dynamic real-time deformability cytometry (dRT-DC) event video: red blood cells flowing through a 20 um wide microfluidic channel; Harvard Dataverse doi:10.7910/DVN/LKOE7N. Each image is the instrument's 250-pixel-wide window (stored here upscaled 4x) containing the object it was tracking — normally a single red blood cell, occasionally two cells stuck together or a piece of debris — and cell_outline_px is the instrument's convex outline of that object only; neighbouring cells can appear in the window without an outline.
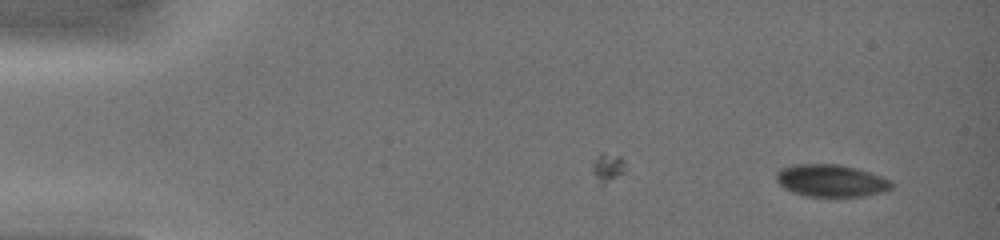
{"species": "common noctule bat (a hibernating species)", "species_latin": "Nyctalus noctula", "temperature_condition": "warm", "stored_images_in_passage": 16, "camera_frame_rate_fps": 3000, "um_per_image_px": 0.085, "animal": {"sex": "female", "body_mass_g": 19.0, "forearm_length_mm": 51.5}, "frame": {"image": 1, "passage_image": 1, "time_ms": 0.0, "image_size_px": [1000, 240], "cell_outline_px": [[892, 188], [884, 192], [864, 196], [804, 196], [792, 192], [784, 188], [776, 180], [776, 172], [780, 168], [792, 164], [840, 164], [856, 168], [892, 180]], "centroid_in_image_um": [70.62, 15.35], "position_along_channel_um": 14.4, "area_um2": 21.79}}
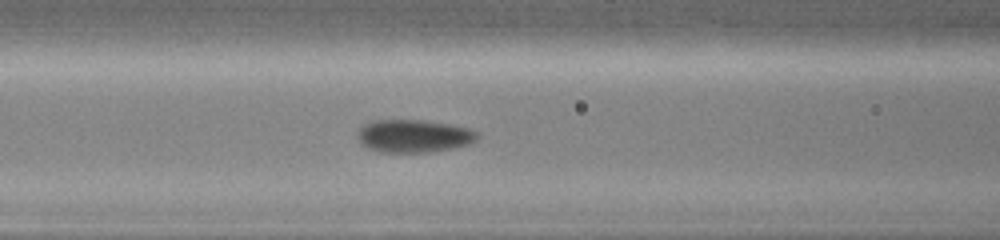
{"frame": {"image": 2, "passage_image": 10, "time_ms": 6.0, "image_size_px": [1000, 240], "cell_outline_px": [[480, 136], [472, 144], [456, 148], [428, 152], [380, 152], [368, 148], [360, 144], [356, 136], [356, 132], [364, 124], [372, 120], [424, 120], [448, 124], [468, 128], [476, 132]], "centroid_in_image_um": [35.15, 11.56], "position_along_channel_um": 131.4, "area_um2": 23.24}}
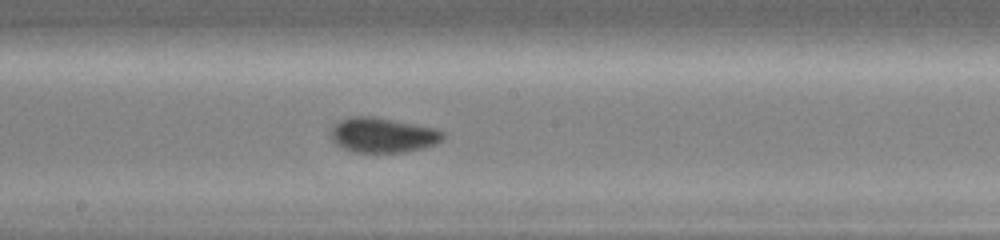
{"frame": {"image": 3, "passage_image": 13, "time_ms": 8.0, "image_size_px": [1000, 240], "cell_outline_px": [[444, 140], [436, 144], [424, 148], [404, 152], [352, 152], [336, 144], [332, 140], [332, 128], [340, 120], [348, 116], [372, 116], [436, 128], [444, 132]], "centroid_in_image_um": [32.57, 11.48], "position_along_channel_um": 215.6, "area_um2": 22.83}}